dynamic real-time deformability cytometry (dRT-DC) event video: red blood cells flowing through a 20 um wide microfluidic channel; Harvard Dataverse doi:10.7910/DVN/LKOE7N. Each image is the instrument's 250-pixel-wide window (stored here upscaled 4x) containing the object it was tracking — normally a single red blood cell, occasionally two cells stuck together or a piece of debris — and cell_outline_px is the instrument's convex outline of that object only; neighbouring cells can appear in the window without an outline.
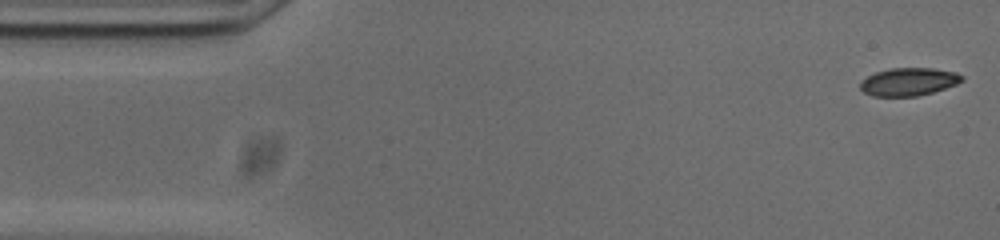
{"species": "common noctule bat (a hibernating species)", "species_latin": "Nyctalus noctula", "temperature_condition": "cold", "stored_images_in_passage": 53, "camera_frame_rate_fps": 3000, "um_per_image_px": 0.085, "animal": {"sex": "male", "body_mass_g": 20.0, "forearm_length_mm": 53.3}, "frame": {"image": 1, "passage_image": 1, "time_ms": 0.0, "image_size_px": [1000, 240], "cell_outline_px": [[964, 80], [956, 84], [932, 92], [916, 96], [872, 96], [864, 92], [860, 88], [860, 84], [868, 76], [876, 72], [888, 68], [932, 68], [956, 72], [964, 76]], "centroid_in_image_um": [77.25, 6.94], "position_along_channel_um": 7.7, "area_um2": 16.42}}
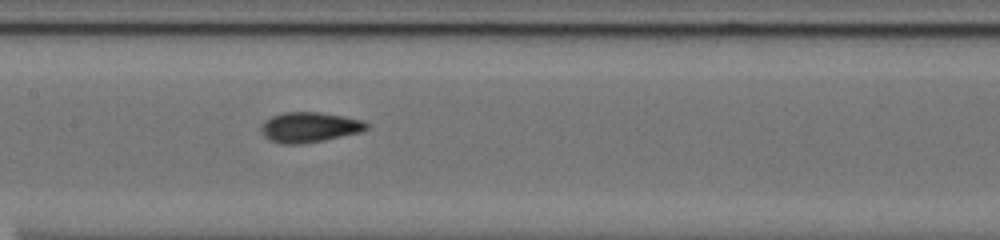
{"frame": {"image": 2, "passage_image": 24, "time_ms": 7.667, "image_size_px": [1000, 240], "cell_outline_px": [[368, 128], [360, 132], [324, 140], [300, 144], [280, 144], [268, 140], [264, 136], [260, 128], [260, 124], [264, 120], [272, 116], [284, 112], [320, 112], [344, 116], [364, 120], [368, 124]], "centroid_in_image_um": [26.27, 10.81], "position_along_channel_um": 181.1, "area_um2": 18.73}}
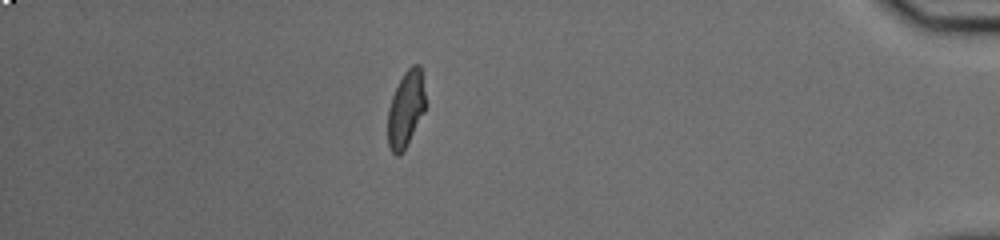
{"frame": {"image": 3, "passage_image": 46, "time_ms": 15.0, "image_size_px": [1000, 240], "cell_outline_px": [[424, 112], [404, 148], [396, 156], [392, 152], [388, 144], [388, 108], [392, 96], [404, 72], [412, 64], [420, 64], [424, 92]], "centroid_in_image_um": [34.48, 9.23], "position_along_channel_um": 400.7, "area_um2": 16.18}, "authors_computed_cell_mechanics": {"area_um2": 17.6868, "velocity_mm_per_s": 3.7279, "shape_relaxation_time_tau1_ms": null, "shape_relaxation_time_tau2_ms": 1.1527, "deformation_change_tau1": null, "deformation_change_tau2": 0.0659}}